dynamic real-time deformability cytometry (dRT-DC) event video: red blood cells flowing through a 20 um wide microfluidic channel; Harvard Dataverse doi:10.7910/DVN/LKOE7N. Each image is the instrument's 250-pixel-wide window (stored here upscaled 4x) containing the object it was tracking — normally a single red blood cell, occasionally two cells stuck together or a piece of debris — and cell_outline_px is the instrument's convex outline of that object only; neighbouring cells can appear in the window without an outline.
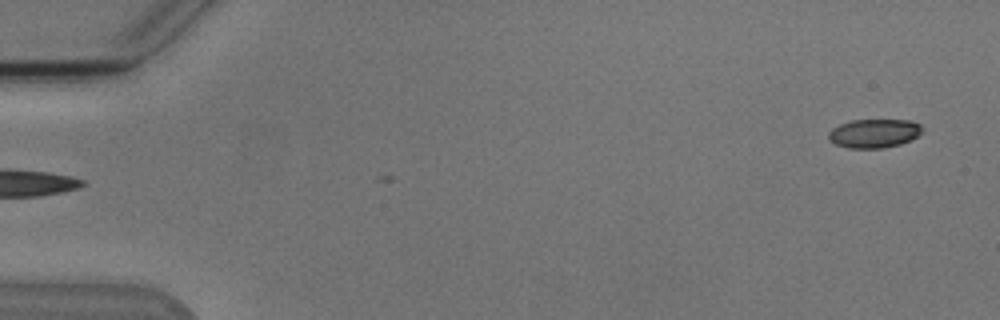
{"species": "Egyptian fruit bat (a non-hibernating species)", "species_latin": "Rousettus aegyptiacus", "temperature_condition": "cold", "stored_images_in_passage": 5, "camera_frame_rate_fps": 3000, "um_per_image_px": 0.085, "animal": {"sex": "male"}, "frame": {"image": 1, "passage_image": 5, "time_ms": 5.0, "image_size_px": [1000, 320], "cell_outline_px": [[920, 132], [912, 140], [900, 144], [880, 148], [848, 148], [836, 144], [828, 136], [828, 132], [832, 128], [840, 124], [852, 120], [912, 120], [920, 124]], "centroid_in_image_um": [74.29, 11.33], "position_along_channel_um": 10.7, "area_um2": 15.55}}